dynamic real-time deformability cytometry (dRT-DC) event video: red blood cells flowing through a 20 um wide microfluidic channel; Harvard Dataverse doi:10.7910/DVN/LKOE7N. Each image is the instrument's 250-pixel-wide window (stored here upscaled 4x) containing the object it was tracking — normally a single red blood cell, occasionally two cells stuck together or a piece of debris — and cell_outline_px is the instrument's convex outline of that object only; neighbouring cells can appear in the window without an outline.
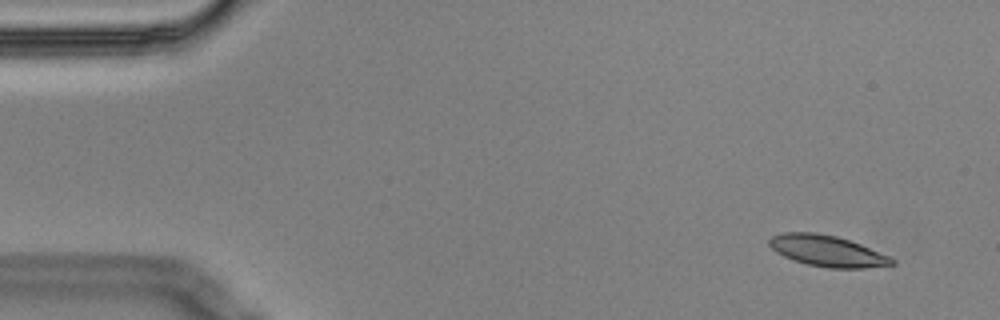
{"species": "Egyptian fruit bat (a non-hibernating species)", "species_latin": "Rousettus aegyptiacus", "temperature_condition": "cold", "stored_images_in_passage": 5, "camera_frame_rate_fps": 3000, "um_per_image_px": 0.085, "animal": {"sex": "male"}, "frame": {"image": 1, "passage_image": 1, "time_ms": 0.0, "image_size_px": [1000, 320], "cell_outline_px": [[896, 264], [864, 268], [828, 268], [808, 264], [784, 256], [776, 252], [768, 244], [768, 240], [772, 236], [784, 232], [816, 232], [836, 236], [860, 244], [888, 256], [896, 260]], "centroid_in_image_um": [70.3, 21.32], "position_along_channel_um": 14.7, "area_um2": 22.02}}